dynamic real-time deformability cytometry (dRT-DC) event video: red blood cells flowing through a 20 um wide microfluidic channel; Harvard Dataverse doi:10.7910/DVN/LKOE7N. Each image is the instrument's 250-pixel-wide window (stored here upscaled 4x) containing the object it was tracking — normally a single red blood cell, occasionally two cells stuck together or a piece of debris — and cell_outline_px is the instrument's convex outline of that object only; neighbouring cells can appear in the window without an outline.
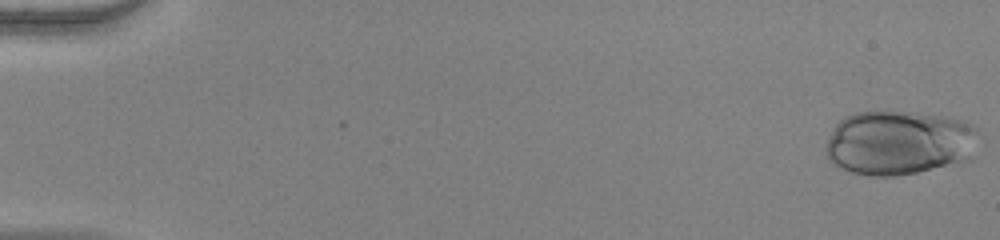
{"species": "human", "species_latin": "Homo sapiens", "temperature_condition": "warm", "stored_images_in_passage": 52, "camera_frame_rate_fps": 3000, "um_per_image_px": 0.085, "donor": {"sex": "female"}, "frame": {"image": 1, "passage_image": 1, "time_ms": 0.0, "image_size_px": [1000, 240], "cell_outline_px": [[980, 136], [972, 160], [916, 172], [896, 176], [872, 176], [852, 172], [840, 168], [828, 160], [824, 148], [836, 124], [844, 116], [856, 112], [916, 112], [940, 116], [960, 120], [972, 124], [976, 128]], "centroid_in_image_um": [76.46, 12.14], "position_along_channel_um": 8.5, "area_um2": 57.92}}
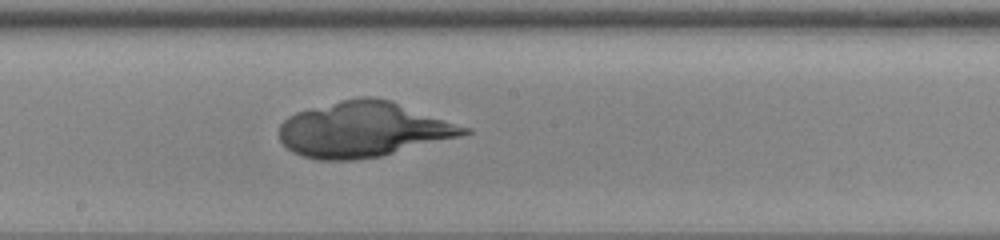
{"frame": {"image": 2, "passage_image": 30, "time_ms": 9.667, "image_size_px": [1000, 240], "cell_outline_px": [[472, 132], [460, 136], [380, 156], [352, 160], [320, 160], [300, 156], [292, 152], [280, 140], [280, 124], [288, 116], [296, 112], [340, 100], [360, 96], [372, 96], [392, 100], [472, 128]], "centroid_in_image_um": [30.89, 10.99], "position_along_channel_um": 217.3, "area_um2": 59.59}}
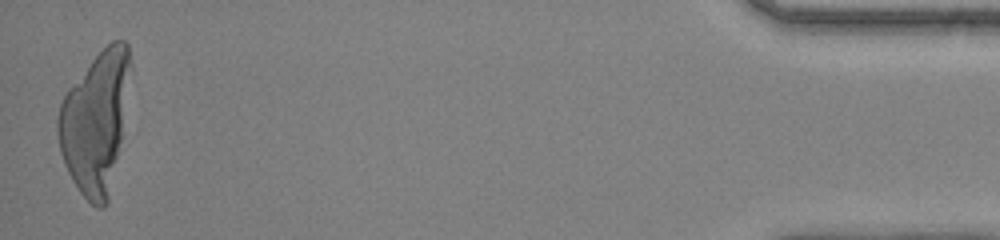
{"frame": {"image": 3, "passage_image": 52, "time_ms": 17.0, "image_size_px": [1000, 240], "cell_outline_px": [[128, 64], [120, 140], [108, 204], [104, 208], [96, 208], [80, 192], [72, 180], [64, 164], [60, 152], [56, 132], [56, 120], [60, 104], [68, 88], [92, 60], [112, 40], [124, 40], [128, 44]], "centroid_in_image_um": [8.03, 10.44], "position_along_channel_um": 427.2, "area_um2": 57.74}}